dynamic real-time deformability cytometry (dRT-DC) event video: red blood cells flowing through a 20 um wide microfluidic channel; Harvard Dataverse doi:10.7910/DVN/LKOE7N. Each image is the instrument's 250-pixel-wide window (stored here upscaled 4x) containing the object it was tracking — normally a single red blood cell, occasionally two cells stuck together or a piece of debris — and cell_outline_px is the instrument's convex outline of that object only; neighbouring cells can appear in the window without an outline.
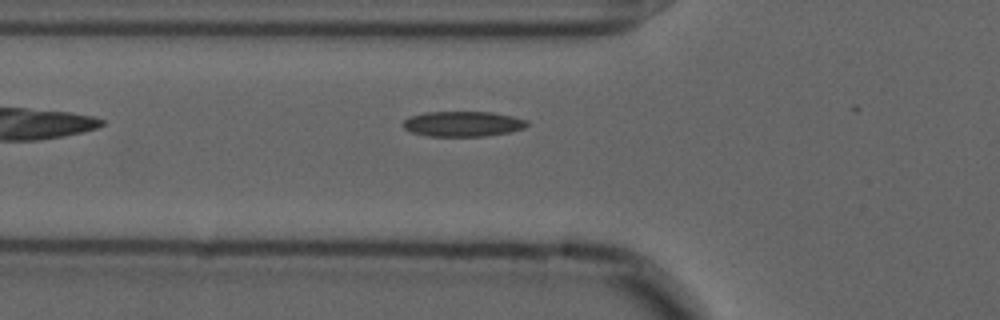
{"species": "common noctule bat (a hibernating species)", "species_latin": "Nyctalus noctula", "temperature_condition": "cold", "stored_images_in_passage": 6, "camera_frame_rate_fps": 3000, "um_per_image_px": 0.085, "animal": {"sex": "male", "forearm_length_mm": 52.5}, "frame": {"image": 1, "passage_image": 2, "time_ms": 0.333, "image_size_px": [1000, 320], "cell_outline_px": [[528, 124], [524, 128], [508, 132], [484, 136], [428, 136], [408, 132], [400, 124], [408, 116], [428, 112], [492, 112], [512, 116], [528, 120]], "centroid_in_image_um": [39.28, 10.53], "position_along_channel_um": 86.5, "area_um2": 18.38}}
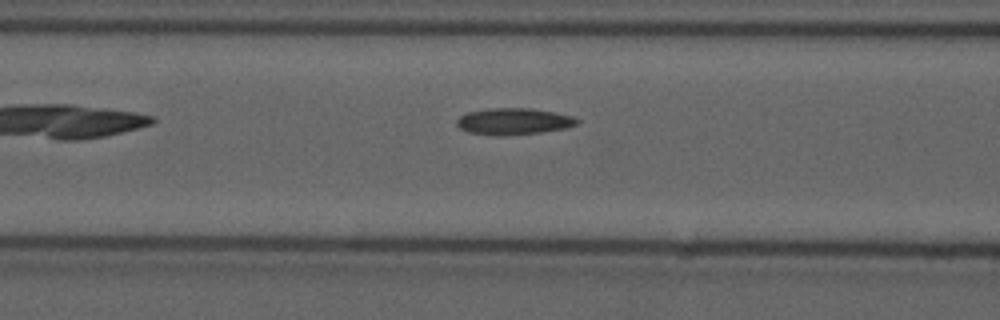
{"frame": {"image": 2, "passage_image": 5, "time_ms": 1.333, "image_size_px": [1000, 320], "cell_outline_px": [[580, 120], [576, 124], [564, 128], [544, 132], [468, 132], [460, 128], [456, 124], [456, 120], [460, 116], [468, 112], [488, 108], [532, 108], [556, 112], [572, 116]], "centroid_in_image_um": [43.71, 10.25], "position_along_channel_um": 122.9, "area_um2": 17.57}}